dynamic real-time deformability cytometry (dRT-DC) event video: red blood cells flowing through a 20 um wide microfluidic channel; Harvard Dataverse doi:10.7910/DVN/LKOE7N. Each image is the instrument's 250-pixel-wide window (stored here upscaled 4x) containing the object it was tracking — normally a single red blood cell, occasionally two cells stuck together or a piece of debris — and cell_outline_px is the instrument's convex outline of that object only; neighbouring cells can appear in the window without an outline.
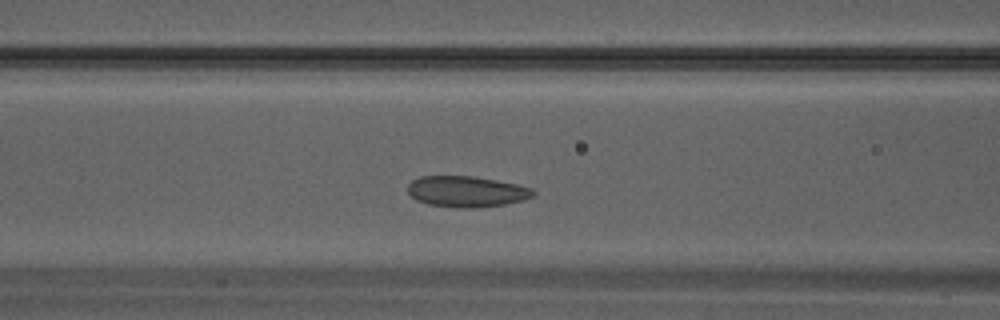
{"species": "Egyptian fruit bat (a non-hibernating species)", "species_latin": "Rousettus aegyptiacus", "temperature_condition": "warm", "stored_images_in_passage": 24, "camera_frame_rate_fps": 3000, "um_per_image_px": 0.085, "animal": {"sex": "male"}, "frame": {"image": 1, "passage_image": 4, "time_ms": 1.0, "image_size_px": [1000, 320], "cell_outline_px": [[536, 192], [532, 196], [524, 200], [504, 204], [476, 208], [456, 208], [428, 204], [416, 200], [408, 192], [408, 184], [412, 180], [420, 176], [476, 176], [516, 184], [532, 188]], "centroid_in_image_um": [39.65, 16.28], "position_along_channel_um": 127.0, "area_um2": 22.72}}
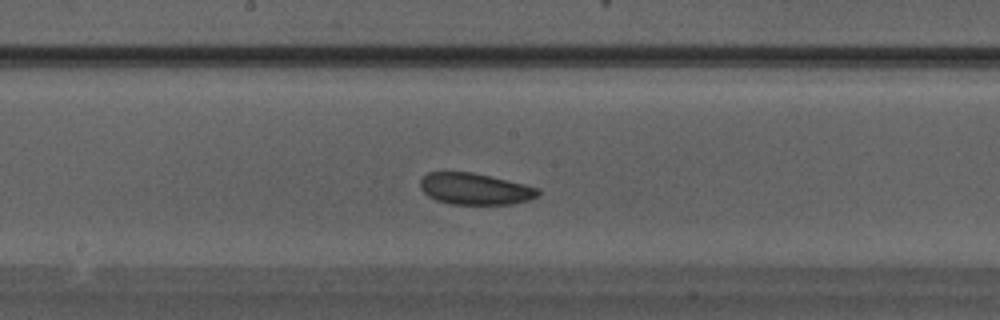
{"frame": {"image": 2, "passage_image": 8, "time_ms": 2.333, "image_size_px": [1000, 320], "cell_outline_px": [[540, 192], [536, 196], [528, 200], [512, 204], [452, 204], [436, 200], [428, 196], [420, 188], [420, 180], [428, 172], [472, 172], [524, 184], [540, 188]], "centroid_in_image_um": [40.36, 16.05], "position_along_channel_um": 207.8, "area_um2": 21.5}}
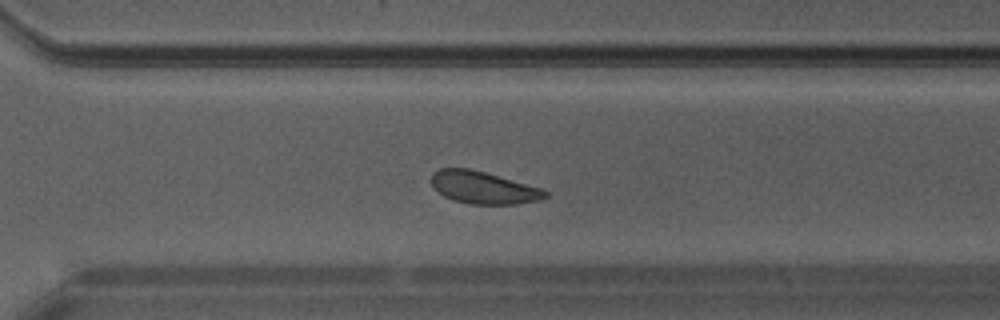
{"frame": {"image": 3, "passage_image": 14, "time_ms": 4.333, "image_size_px": [1000, 320], "cell_outline_px": [[548, 196], [540, 200], [516, 204], [472, 204], [452, 200], [436, 192], [432, 188], [432, 172], [440, 168], [468, 168], [484, 172], [544, 188], [548, 192]], "centroid_in_image_um": [41.08, 15.95], "position_along_channel_um": 329.5, "area_um2": 21.68}}